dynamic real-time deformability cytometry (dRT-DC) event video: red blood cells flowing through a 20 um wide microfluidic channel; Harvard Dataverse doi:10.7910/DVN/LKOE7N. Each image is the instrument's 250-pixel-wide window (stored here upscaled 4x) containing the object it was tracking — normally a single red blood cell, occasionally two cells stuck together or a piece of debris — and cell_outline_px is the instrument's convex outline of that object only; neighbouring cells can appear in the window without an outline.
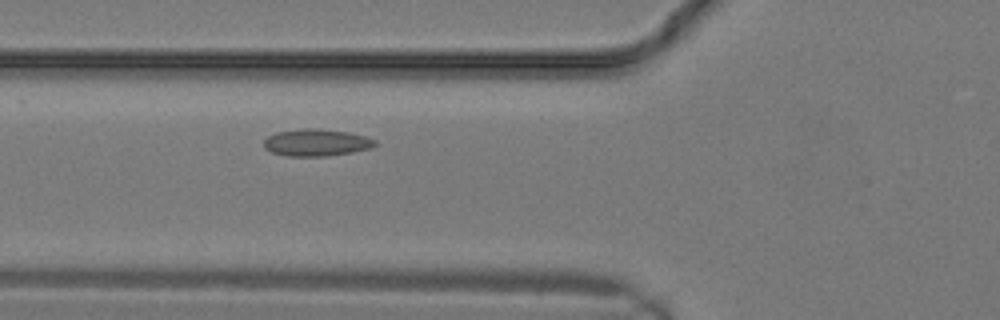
{"species": "common noctule bat (a hibernating species)", "species_latin": "Nyctalus noctula", "temperature_condition": "warm", "stored_images_in_passage": 2, "camera_frame_rate_fps": 3000, "um_per_image_px": 0.085, "animal": {"sex": "male", "body_mass_g": 19.2, "forearm_length_mm": 51.8}, "frame": {"image": 1, "passage_image": 2, "time_ms": 0.333, "image_size_px": [1000, 320], "cell_outline_px": [[376, 144], [372, 148], [352, 152], [324, 156], [288, 156], [272, 152], [264, 148], [264, 140], [268, 136], [276, 132], [308, 128], [312, 128], [348, 132], [364, 136], [376, 140]], "centroid_in_image_um": [26.89, 12.12], "position_along_channel_um": 98.9, "area_um2": 17.34}}